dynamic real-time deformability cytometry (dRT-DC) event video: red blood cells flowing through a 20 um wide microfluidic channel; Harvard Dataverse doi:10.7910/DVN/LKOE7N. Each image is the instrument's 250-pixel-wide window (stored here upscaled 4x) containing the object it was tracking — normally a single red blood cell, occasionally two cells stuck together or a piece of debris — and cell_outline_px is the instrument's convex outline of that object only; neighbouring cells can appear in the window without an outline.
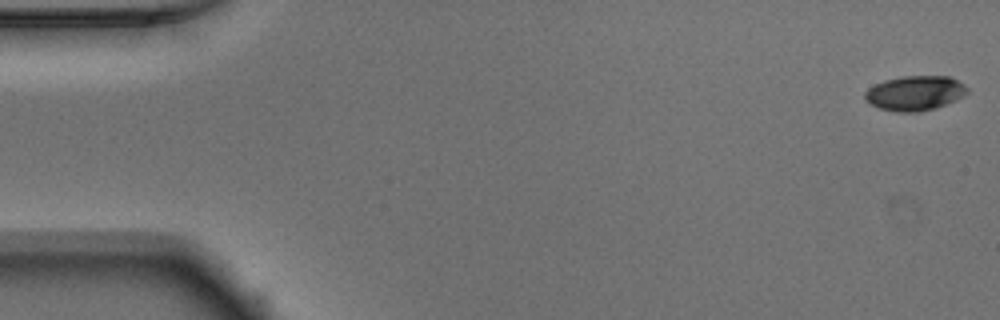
{"species": "Egyptian fruit bat (a non-hibernating species)", "species_latin": "Rousettus aegyptiacus", "temperature_condition": "warm", "stored_images_in_passage": 7, "camera_frame_rate_fps": 3000, "um_per_image_px": 0.085, "animal": {"sex": "male"}, "frame": {"image": 1, "passage_image": 1, "time_ms": 0.0, "image_size_px": [1000, 320], "cell_outline_px": [[968, 92], [964, 96], [956, 100], [932, 108], [916, 112], [896, 112], [880, 108], [864, 100], [864, 92], [868, 88], [884, 80], [904, 76], [948, 76], [964, 84], [968, 88]], "centroid_in_image_um": [77.76, 7.91], "position_along_channel_um": 7.2, "area_um2": 20.58}}